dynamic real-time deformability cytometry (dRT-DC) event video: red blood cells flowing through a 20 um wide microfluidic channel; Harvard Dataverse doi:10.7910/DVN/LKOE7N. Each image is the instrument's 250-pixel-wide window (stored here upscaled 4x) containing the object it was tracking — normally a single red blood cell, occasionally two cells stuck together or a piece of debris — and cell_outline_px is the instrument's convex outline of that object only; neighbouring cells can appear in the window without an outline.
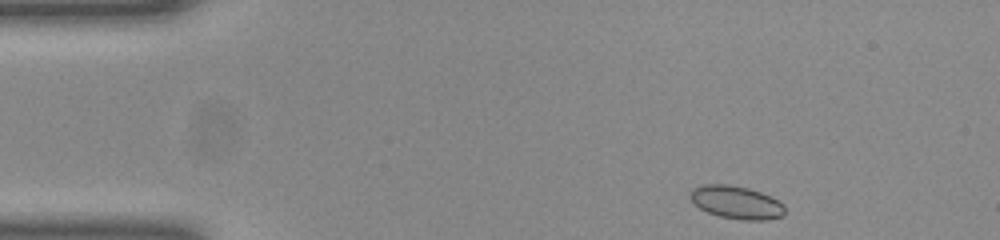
{"species": "common noctule bat (a hibernating species)", "species_latin": "Nyctalus noctula", "temperature_condition": "room temperature", "stored_images_in_passage": 45, "camera_frame_rate_fps": 3000, "um_per_image_px": 0.085, "animal": {"sex": "female", "body_mass_g": 23.0, "forearm_length_mm": 53.4}, "frame": {"image": 1, "passage_image": 1, "time_ms": 0.0, "image_size_px": [1000, 240], "cell_outline_px": [[784, 216], [768, 220], [744, 220], [720, 216], [708, 212], [700, 208], [688, 196], [692, 188], [700, 184], [728, 184], [748, 188], [760, 192], [784, 204]], "centroid_in_image_um": [62.57, 17.19], "position_along_channel_um": 22.4, "area_um2": 18.15}}
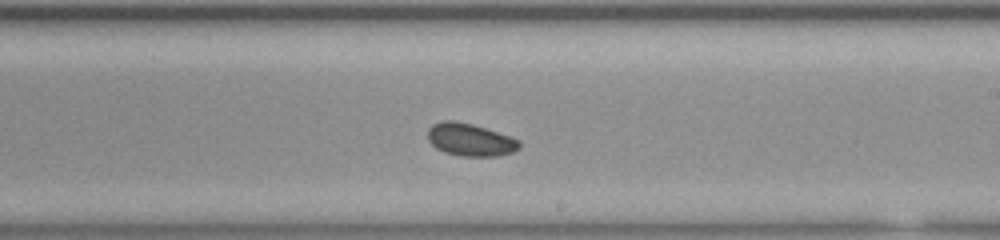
{"frame": {"image": 2, "passage_image": 24, "time_ms": 7.667, "image_size_px": [1000, 240], "cell_outline_px": [[520, 148], [512, 152], [500, 156], [460, 156], [444, 152], [436, 148], [428, 140], [428, 128], [432, 124], [440, 120], [452, 120], [472, 124], [512, 136], [520, 140]], "centroid_in_image_um": [39.97, 11.87], "position_along_channel_um": 249.0, "area_um2": 17.63}}
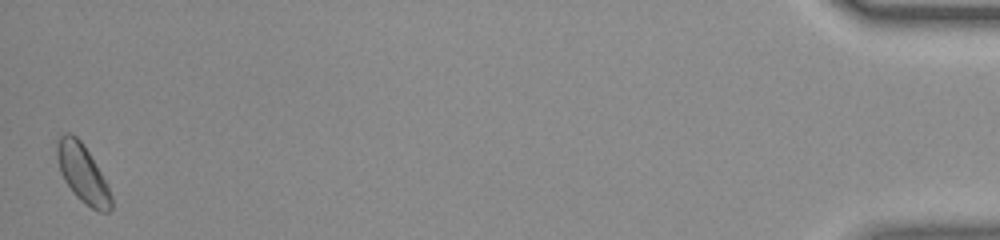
{"frame": {"image": 3, "passage_image": 45, "time_ms": 14.667, "image_size_px": [1000, 240], "cell_outline_px": [[112, 208], [108, 212], [100, 212], [92, 208], [80, 200], [72, 192], [64, 180], [60, 172], [56, 156], [56, 140], [64, 132], [72, 132], [80, 140], [88, 152], [100, 172], [112, 196]], "centroid_in_image_um": [6.98, 14.72], "position_along_channel_um": 428.2, "area_um2": 18.26}, "authors_computed_cell_mechanics": {"area_um2": 17.5134, "velocity_mm_per_s": 3.9472, "shape_relaxation_time_tau1_ms": 4.7783, "shape_relaxation_time_tau2_ms": null, "deformation_change_tau1": 0.0764, "deformation_change_tau2": null}}